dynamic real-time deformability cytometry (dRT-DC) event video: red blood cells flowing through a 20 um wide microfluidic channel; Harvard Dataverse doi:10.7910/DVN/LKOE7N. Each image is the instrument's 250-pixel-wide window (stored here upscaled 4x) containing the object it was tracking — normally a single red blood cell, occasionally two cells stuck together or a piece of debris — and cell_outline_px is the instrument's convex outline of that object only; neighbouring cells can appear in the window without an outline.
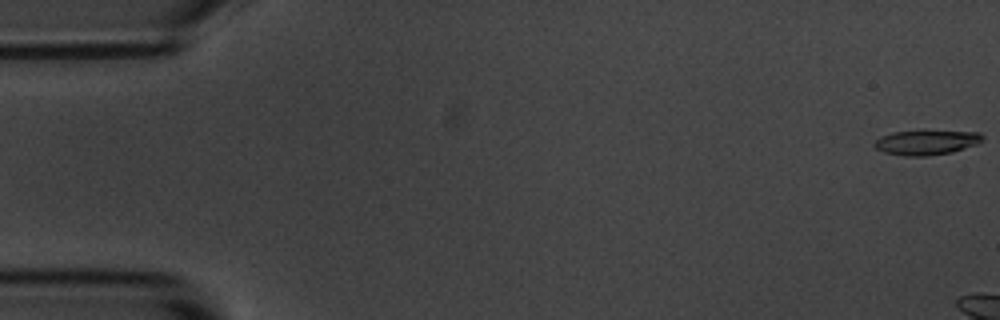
{"species": "common noctule bat (a hibernating species)", "species_latin": "Nyctalus noctula", "temperature_condition": "room temperature", "stored_images_in_passage": 3, "camera_frame_rate_fps": 3000, "um_per_image_px": 0.085, "animal": {"sex": "male", "body_mass_g": 20.1, "forearm_length_mm": 53.5}, "frame": {"image": 1, "passage_image": 1, "time_ms": 0.0, "image_size_px": [1000, 320], "cell_outline_px": [[984, 136], [976, 144], [952, 152], [928, 156], [904, 156], [884, 152], [876, 148], [872, 144], [876, 140], [892, 132], [980, 132]], "centroid_in_image_um": [78.71, 12.13], "position_along_channel_um": 6.3, "area_um2": 15.03}}